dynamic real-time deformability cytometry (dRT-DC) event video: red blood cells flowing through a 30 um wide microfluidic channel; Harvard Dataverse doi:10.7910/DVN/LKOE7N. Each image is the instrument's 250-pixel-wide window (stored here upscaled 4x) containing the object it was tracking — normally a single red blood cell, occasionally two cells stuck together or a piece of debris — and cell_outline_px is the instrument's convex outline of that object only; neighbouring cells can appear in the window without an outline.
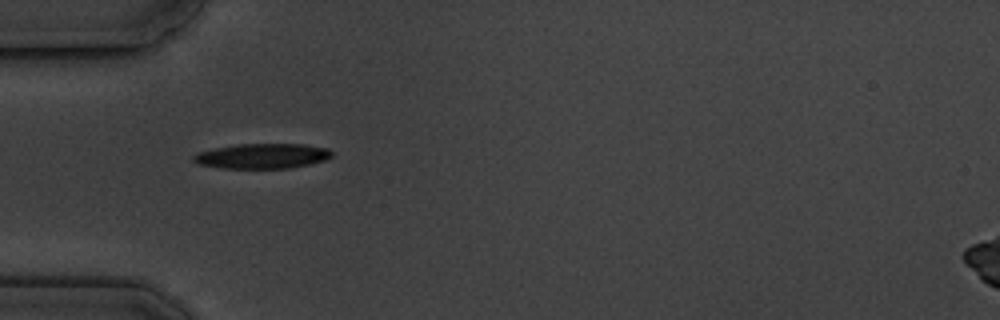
{"species": "common noctule bat (a hibernating species)", "species_latin": "Nyctalus noctula", "temperature_condition": "cold", "stored_images_in_passage": 3, "camera_frame_rate_fps": 3000, "um_per_image_px": 0.085, "animal": {"sex": "male", "body_mass_g": 19.5, "forearm_length_mm": 54.6}, "frame": {"image": 1, "passage_image": 1, "time_ms": 0.0, "image_size_px": [1000, 320], "cell_outline_px": [[332, 156], [324, 160], [308, 164], [288, 168], [224, 168], [200, 164], [192, 160], [192, 156], [196, 152], [216, 148], [240, 144], [304, 144], [328, 148], [332, 152]], "centroid_in_image_um": [22.29, 13.25], "position_along_channel_um": 62.7, "area_um2": 20.0}}